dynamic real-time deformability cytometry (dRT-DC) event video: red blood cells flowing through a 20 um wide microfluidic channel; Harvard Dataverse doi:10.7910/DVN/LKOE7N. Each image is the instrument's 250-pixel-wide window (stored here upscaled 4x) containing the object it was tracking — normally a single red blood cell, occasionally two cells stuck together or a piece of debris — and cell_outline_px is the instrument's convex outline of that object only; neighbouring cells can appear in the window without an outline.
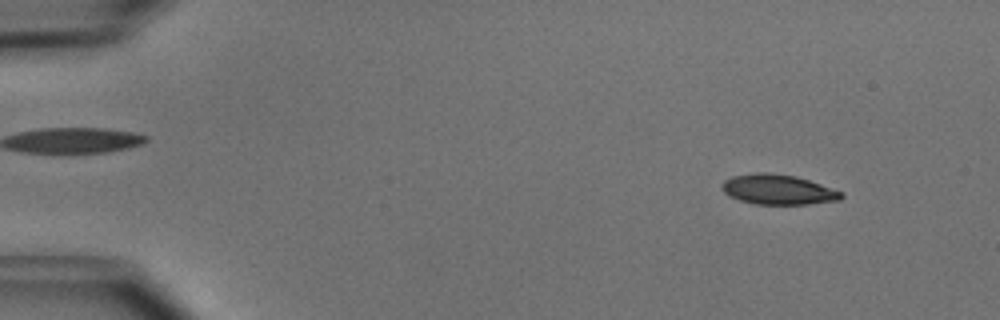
{"species": "common noctule bat (a hibernating species)", "species_latin": "Nyctalus noctula", "temperature_condition": "cold", "stored_images_in_passage": 49, "camera_frame_rate_fps": 3000, "um_per_image_px": 0.085, "animal": {"sex": "male", "body_mass_g": 15.6}, "frame": {"image": 1, "passage_image": 5, "time_ms": 1.333, "image_size_px": [1000, 320], "cell_outline_px": [[844, 196], [840, 200], [808, 204], [756, 204], [740, 200], [724, 192], [720, 188], [720, 184], [724, 180], [732, 176], [756, 172], [768, 172], [796, 176], [844, 192]], "centroid_in_image_um": [66.13, 16.1], "position_along_channel_um": 18.9, "area_um2": 20.92}}
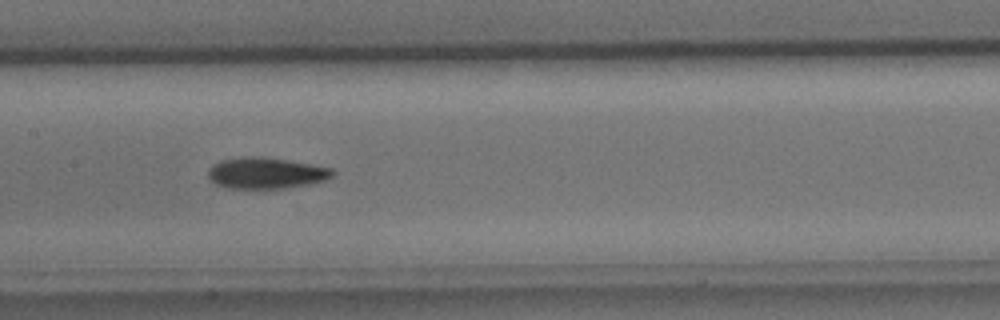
{"frame": {"image": 2, "passage_image": 25, "time_ms": 8.0, "image_size_px": [1000, 320], "cell_outline_px": [[336, 176], [324, 180], [308, 184], [284, 188], [228, 188], [216, 184], [208, 176], [208, 168], [212, 164], [220, 160], [244, 156], [260, 156], [312, 164], [332, 168], [336, 172]], "centroid_in_image_um": [22.62, 14.7], "position_along_channel_um": 184.8, "area_um2": 22.72}}
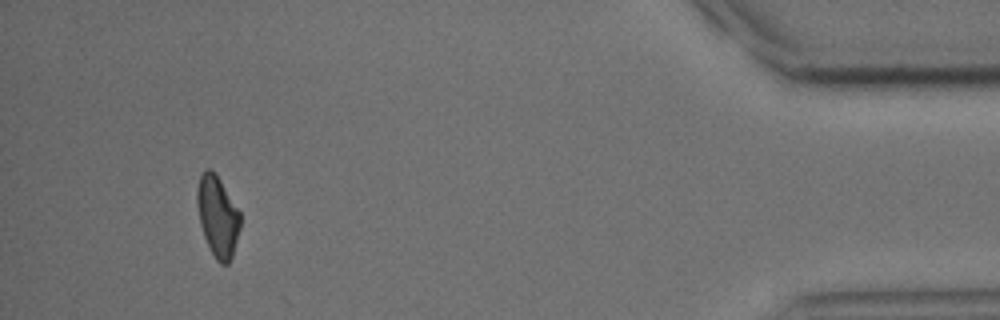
{"frame": {"image": 3, "passage_image": 47, "time_ms": 15.333, "image_size_px": [1000, 320], "cell_outline_px": [[240, 228], [232, 256], [228, 264], [220, 264], [216, 260], [204, 236], [200, 224], [196, 204], [196, 192], [200, 176], [208, 168], [216, 172], [240, 212]], "centroid_in_image_um": [18.49, 18.37], "position_along_channel_um": 416.7, "area_um2": 20.29}, "authors_computed_cell_mechanics": {"area_um2": 21.5594, "velocity_mm_per_s": 3.9982, "shape_relaxation_time_tau1_ms": 3.3724, "shape_relaxation_time_tau2_ms": 3.5367, "deformation_change_tau1": 0.1321, "deformation_change_tau2": 0.0911}}